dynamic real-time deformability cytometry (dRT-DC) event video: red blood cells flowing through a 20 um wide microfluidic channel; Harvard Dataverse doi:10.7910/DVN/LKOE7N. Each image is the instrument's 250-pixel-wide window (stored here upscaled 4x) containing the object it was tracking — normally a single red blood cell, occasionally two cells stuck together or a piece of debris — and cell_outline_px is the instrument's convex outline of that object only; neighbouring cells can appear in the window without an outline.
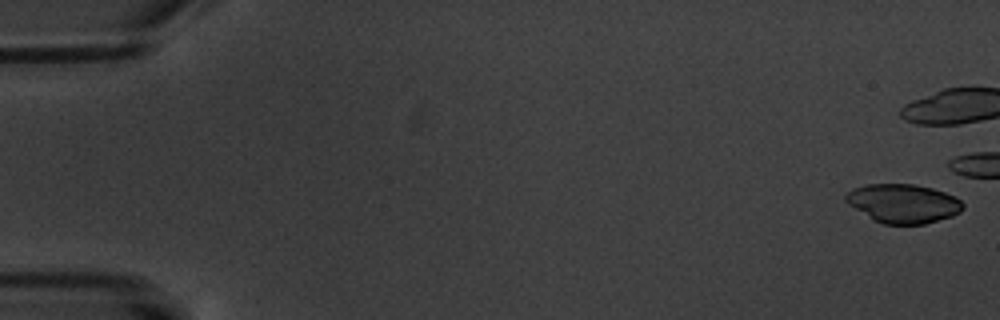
{"species": "common noctule bat (a hibernating species)", "species_latin": "Nyctalus noctula", "temperature_condition": "warm", "stored_images_in_passage": 5, "camera_frame_rate_fps": 3000, "um_per_image_px": 0.085, "animal": {"sex": "male", "body_mass_g": 20.1, "forearm_length_mm": 53.5}, "frame": {"image": 1, "passage_image": 1, "time_ms": 0.0, "image_size_px": [1000, 320], "cell_outline_px": [[964, 208], [960, 212], [952, 216], [924, 224], [884, 224], [876, 220], [848, 204], [844, 200], [844, 196], [852, 188], [868, 184], [912, 184], [932, 188], [956, 196], [964, 204]], "centroid_in_image_um": [76.79, 17.28], "position_along_channel_um": 8.2, "area_um2": 26.41}}